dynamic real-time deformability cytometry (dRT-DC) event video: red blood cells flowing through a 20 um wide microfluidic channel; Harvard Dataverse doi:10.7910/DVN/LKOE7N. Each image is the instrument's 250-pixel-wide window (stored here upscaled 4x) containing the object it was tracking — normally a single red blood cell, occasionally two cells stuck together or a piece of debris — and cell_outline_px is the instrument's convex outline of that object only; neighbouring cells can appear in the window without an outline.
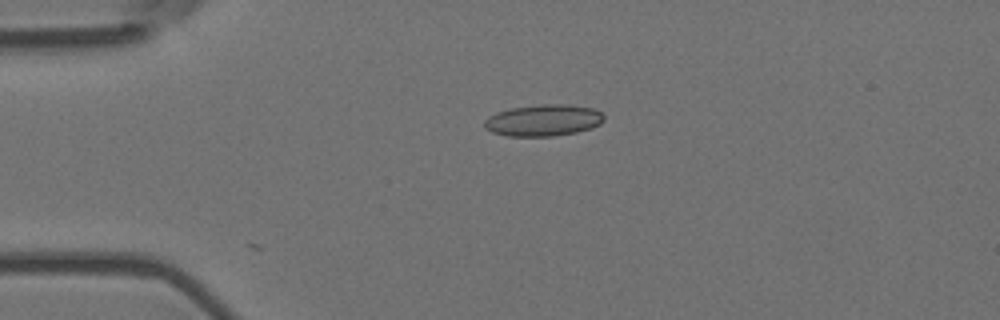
{"species": "Egyptian fruit bat (a non-hibernating species)", "species_latin": "Rousettus aegyptiacus", "temperature_condition": "room temperature", "stored_images_in_passage": 8, "camera_frame_rate_fps": 3000, "um_per_image_px": 0.085, "animal": {"sex": "female"}, "frame": {"image": 1, "passage_image": 1, "time_ms": 0.0, "image_size_px": [1000, 320], "cell_outline_px": [[604, 120], [600, 124], [592, 128], [576, 132], [552, 136], [508, 136], [492, 132], [484, 128], [484, 120], [488, 116], [496, 112], [512, 108], [540, 104], [568, 104], [592, 108], [600, 112], [604, 116]], "centroid_in_image_um": [46.17, 10.22], "position_along_channel_um": 38.8, "area_um2": 22.08}}
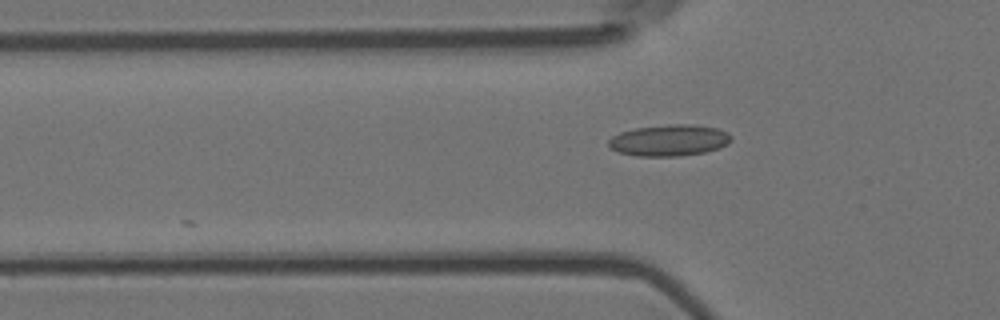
{"frame": {"image": 2, "passage_image": 6, "time_ms": 1.667, "image_size_px": [1000, 320], "cell_outline_px": [[732, 140], [728, 144], [720, 148], [704, 152], [680, 156], [636, 156], [620, 152], [612, 148], [608, 144], [608, 140], [612, 136], [620, 132], [636, 128], [668, 124], [692, 124], [716, 128], [728, 132], [732, 136]], "centroid_in_image_um": [56.91, 11.92], "position_along_channel_um": 68.9, "area_um2": 22.48}}